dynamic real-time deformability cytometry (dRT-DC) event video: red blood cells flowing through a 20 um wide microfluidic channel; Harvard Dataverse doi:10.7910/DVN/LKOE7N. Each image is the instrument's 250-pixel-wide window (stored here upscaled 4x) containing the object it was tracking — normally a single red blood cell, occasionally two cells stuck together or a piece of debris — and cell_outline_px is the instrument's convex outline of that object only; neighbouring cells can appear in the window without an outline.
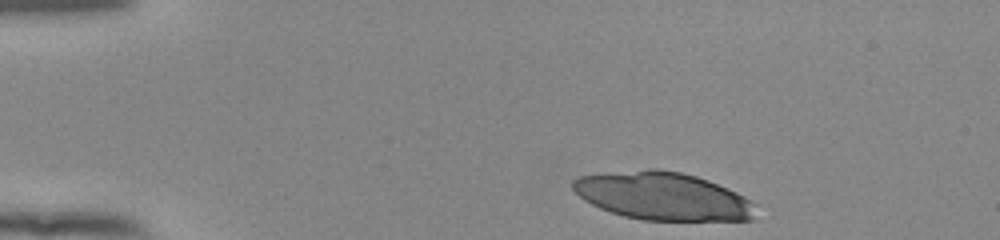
{"species": "human", "species_latin": "Homo sapiens", "temperature_condition": "room temperature", "stored_images_in_passage": 39, "camera_frame_rate_fps": 3000, "um_per_image_px": 0.085, "donor": {"sex": "female"}, "frame": {"image": 1, "passage_image": 1, "time_ms": 0.0, "image_size_px": [1000, 240], "cell_outline_px": [[756, 220], [644, 220], [624, 216], [600, 208], [584, 200], [572, 188], [572, 180], [580, 176], [648, 168], [656, 168], [680, 172], [696, 176], [708, 180], [728, 188], [744, 196], [752, 204]], "centroid_in_image_um": [56.33, 16.67], "position_along_channel_um": 28.7, "area_um2": 50.69}}